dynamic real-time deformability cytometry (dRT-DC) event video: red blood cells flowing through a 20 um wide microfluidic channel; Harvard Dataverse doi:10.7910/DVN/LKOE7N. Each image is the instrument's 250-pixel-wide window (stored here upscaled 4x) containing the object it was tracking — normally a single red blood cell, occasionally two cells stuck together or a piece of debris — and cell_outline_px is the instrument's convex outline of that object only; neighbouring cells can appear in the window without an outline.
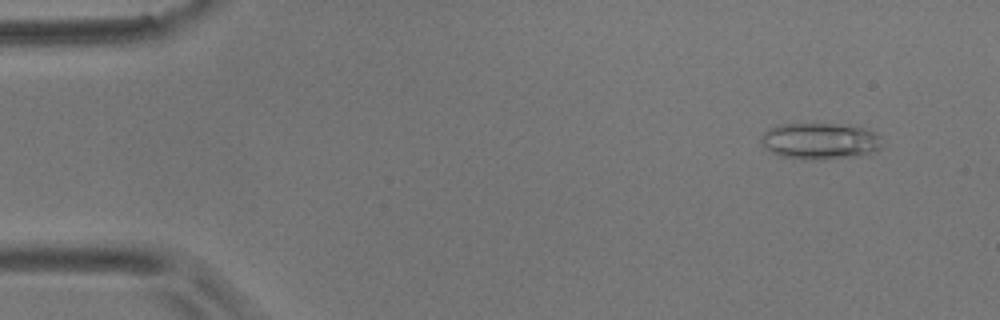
{"species": "common noctule bat (a hibernating species)", "species_latin": "Nyctalus noctula", "temperature_condition": "room temperature", "stored_images_in_passage": 16, "camera_frame_rate_fps": 3000, "um_per_image_px": 0.085, "animal": {"sex": "male", "body_mass_g": 17.9}, "frame": {"image": 1, "passage_image": 5, "time_ms": 1.333, "image_size_px": [1000, 320], "cell_outline_px": [[880, 148], [860, 156], [824, 160], [804, 160], [780, 156], [764, 148], [760, 140], [760, 136], [768, 128], [780, 124], [848, 124], [864, 128], [880, 136]], "centroid_in_image_um": [69.65, 12.0], "position_along_channel_um": 15.3, "area_um2": 26.01}}